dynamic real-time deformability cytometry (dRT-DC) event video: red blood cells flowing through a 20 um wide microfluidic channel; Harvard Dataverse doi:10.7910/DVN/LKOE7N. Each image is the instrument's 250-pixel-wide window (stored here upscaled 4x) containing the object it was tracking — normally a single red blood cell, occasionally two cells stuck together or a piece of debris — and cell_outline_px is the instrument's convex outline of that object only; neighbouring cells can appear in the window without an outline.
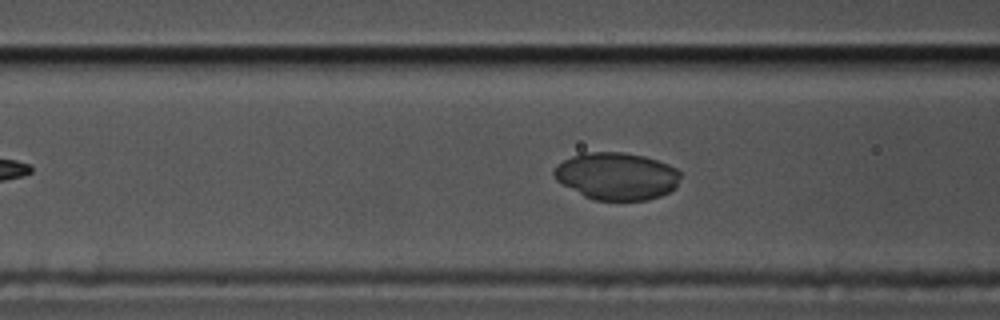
{"species": "common noctule bat (a hibernating species)", "species_latin": "Nyctalus noctula", "temperature_condition": "cold", "stored_images_in_passage": 56, "camera_frame_rate_fps": 3000, "um_per_image_px": 0.085, "animal": {"sex": "male", "body_mass_g": 17.5, "forearm_length_mm": 52.3}, "frame": {"image": 1, "passage_image": 21, "time_ms": 6.667, "image_size_px": [1000, 320], "cell_outline_px": [[680, 176], [676, 188], [660, 196], [648, 200], [592, 200], [584, 196], [556, 180], [552, 172], [556, 164], [572, 156], [584, 152], [624, 152], [644, 156], [668, 164], [676, 168], [680, 172]], "centroid_in_image_um": [52.41, 14.97], "position_along_channel_um": 114.2, "area_um2": 34.97}}
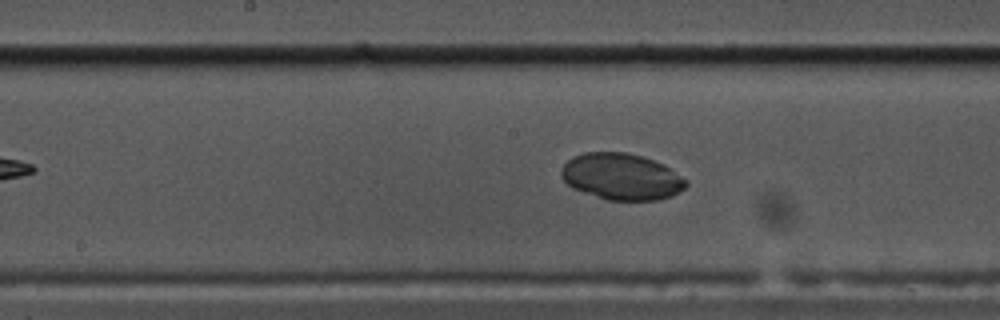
{"frame": {"image": 2, "passage_image": 28, "time_ms": 9.0, "image_size_px": [1000, 320], "cell_outline_px": [[688, 184], [680, 192], [672, 196], [656, 200], [608, 200], [572, 188], [560, 176], [560, 168], [572, 156], [584, 152], [628, 152], [644, 156], [664, 164], [688, 180]], "centroid_in_image_um": [52.84, 15.0], "position_along_channel_um": 195.4, "area_um2": 34.1}}
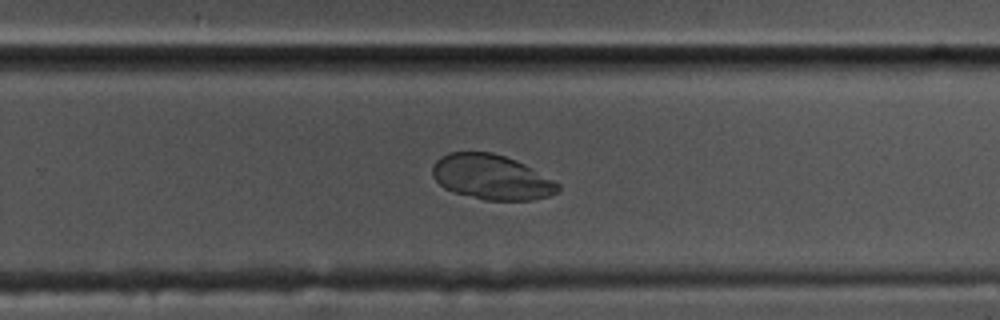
{"frame": {"image": 3, "passage_image": 36, "time_ms": 11.667, "image_size_px": [1000, 320], "cell_outline_px": [[560, 192], [548, 196], [532, 200], [484, 200], [452, 192], [444, 188], [432, 176], [432, 168], [436, 160], [440, 156], [448, 152], [492, 152], [516, 160], [524, 164], [560, 184]], "centroid_in_image_um": [41.76, 15.06], "position_along_channel_um": 288.0, "area_um2": 32.95}}